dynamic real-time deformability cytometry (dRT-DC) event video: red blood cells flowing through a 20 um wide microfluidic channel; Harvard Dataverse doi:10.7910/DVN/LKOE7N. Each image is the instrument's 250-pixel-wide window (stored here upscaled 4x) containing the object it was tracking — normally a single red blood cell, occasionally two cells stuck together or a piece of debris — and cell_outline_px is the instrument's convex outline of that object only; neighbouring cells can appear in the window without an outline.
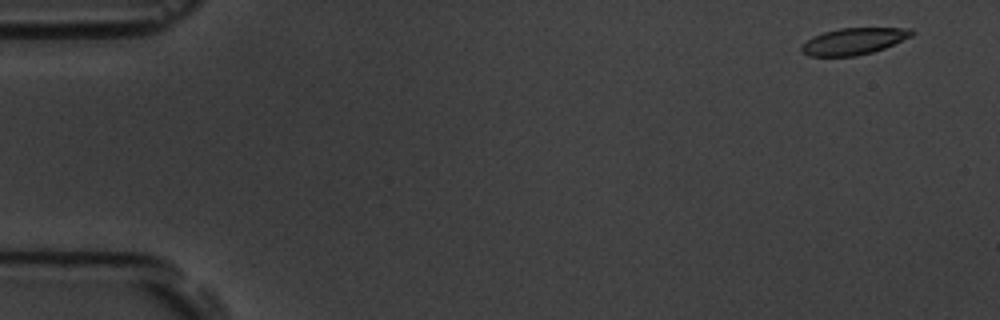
{"species": "common noctule bat (a hibernating species)", "species_latin": "Nyctalus noctula", "temperature_condition": "room temperature", "stored_images_in_passage": 5, "camera_frame_rate_fps": 3000, "um_per_image_px": 0.085, "animal": {"sex": "male", "body_mass_g": 19.5, "forearm_length_mm": 54.6}, "frame": {"image": 1, "passage_image": 1, "time_ms": 0.0, "image_size_px": [1000, 320], "cell_outline_px": [[916, 32], [912, 36], [884, 48], [872, 52], [856, 56], [808, 56], [800, 48], [812, 36], [824, 32], [840, 28], [912, 28]], "centroid_in_image_um": [72.6, 3.5], "position_along_channel_um": 12.4, "area_um2": 16.99}}
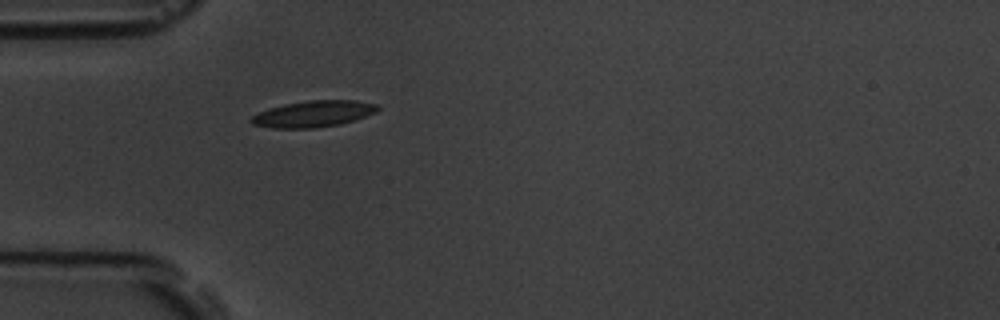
{"frame": {"image": 2, "passage_image": 5, "time_ms": 4.667, "image_size_px": [1000, 320], "cell_outline_px": [[380, 108], [376, 112], [340, 124], [316, 128], [272, 128], [252, 124], [248, 120], [252, 116], [268, 108], [284, 104], [308, 100], [356, 100], [376, 104]], "centroid_in_image_um": [26.61, 9.67], "position_along_channel_um": 58.4, "area_um2": 19.36}}